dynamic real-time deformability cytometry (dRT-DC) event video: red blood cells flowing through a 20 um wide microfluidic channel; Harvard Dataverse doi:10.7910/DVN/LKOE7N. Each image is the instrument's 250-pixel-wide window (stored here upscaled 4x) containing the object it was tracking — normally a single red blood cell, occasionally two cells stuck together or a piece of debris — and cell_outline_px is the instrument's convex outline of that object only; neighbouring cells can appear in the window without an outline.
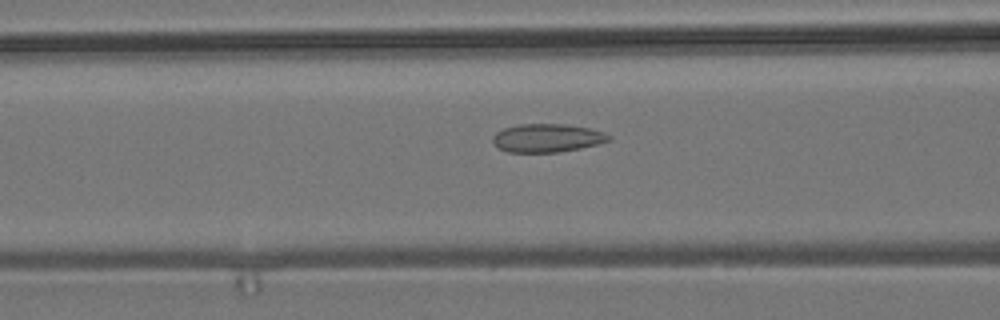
{"species": "common noctule bat (a hibernating species)", "species_latin": "Nyctalus noctula", "temperature_condition": "room temperature", "stored_images_in_passage": 47, "camera_frame_rate_fps": 3000, "um_per_image_px": 0.085, "animal": {"sex": "male", "body_mass_g": 19.2, "forearm_length_mm": 51.8}, "frame": {"image": 1, "passage_image": 14, "time_ms": 4.333, "image_size_px": [1000, 320], "cell_outline_px": [[612, 140], [600, 144], [560, 152], [508, 152], [500, 148], [492, 140], [492, 136], [496, 132], [504, 128], [520, 124], [568, 124], [588, 128], [604, 132], [612, 136]], "centroid_in_image_um": [46.56, 11.73], "position_along_channel_um": 120.0, "area_um2": 19.25}}
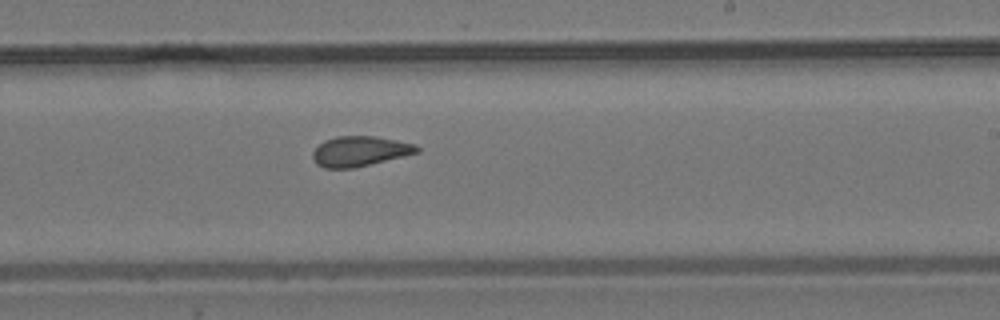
{"frame": {"image": 2, "passage_image": 25, "time_ms": 8.0, "image_size_px": [1000, 320], "cell_outline_px": [[420, 152], [356, 168], [324, 168], [316, 164], [312, 156], [312, 152], [324, 140], [336, 136], [376, 136], [416, 144], [420, 148]], "centroid_in_image_um": [30.6, 12.86], "position_along_channel_um": 258.4, "area_um2": 18.44}}
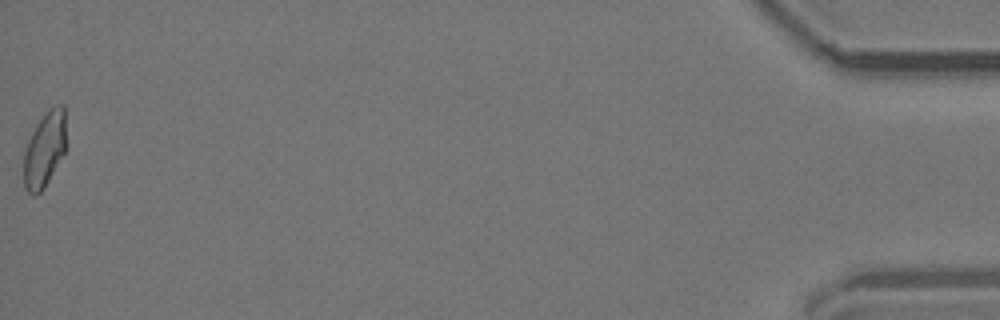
{"frame": {"image": 3, "passage_image": 47, "time_ms": 15.333, "image_size_px": [1000, 320], "cell_outline_px": [[64, 152], [44, 188], [36, 196], [32, 196], [24, 188], [24, 152], [28, 140], [36, 124], [44, 112], [48, 108], [56, 104], [64, 104]], "centroid_in_image_um": [3.75, 12.7], "position_along_channel_um": 431.4, "area_um2": 18.44}, "authors_computed_cell_mechanics": {"area_um2": 18.7272, "velocity_mm_per_s": 3.776, "shape_relaxation_time_tau1_ms": null, "shape_relaxation_time_tau2_ms": 1.8019, "deformation_change_tau1": null, "deformation_change_tau2": 0.0746}}